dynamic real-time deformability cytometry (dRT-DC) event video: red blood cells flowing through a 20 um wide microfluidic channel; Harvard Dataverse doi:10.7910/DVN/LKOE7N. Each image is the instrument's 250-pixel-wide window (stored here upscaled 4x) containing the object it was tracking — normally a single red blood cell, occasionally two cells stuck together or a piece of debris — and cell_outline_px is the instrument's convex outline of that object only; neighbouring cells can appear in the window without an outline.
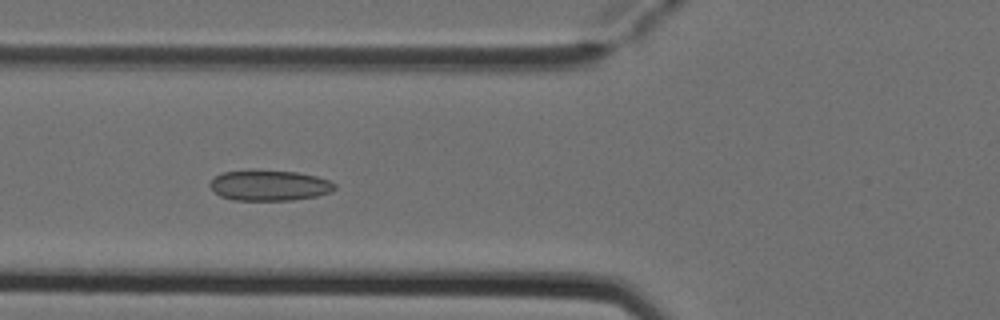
{"species": "Egyptian fruit bat (a non-hibernating species)", "species_latin": "Rousettus aegyptiacus", "temperature_condition": "cold", "stored_images_in_passage": 5, "camera_frame_rate_fps": 3000, "um_per_image_px": 0.085, "animal": {"sex": "female"}, "frame": {"image": 1, "passage_image": 4, "time_ms": 1.0, "image_size_px": [1000, 320], "cell_outline_px": [[336, 188], [332, 192], [316, 196], [292, 200], [232, 200], [220, 196], [208, 184], [216, 176], [224, 172], [248, 168], [252, 168], [296, 172], [316, 176], [328, 180], [336, 184]], "centroid_in_image_um": [22.89, 15.73], "position_along_channel_um": 102.9, "area_um2": 22.66}}
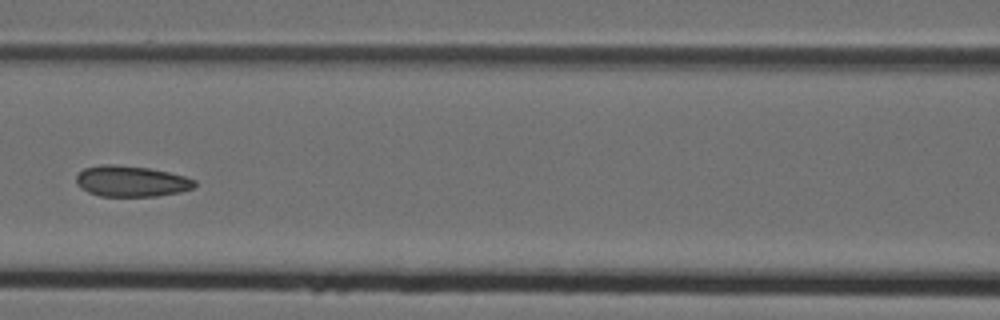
{"frame": {"image": 2, "passage_image": 5, "time_ms": 1.333, "image_size_px": [1000, 320], "cell_outline_px": [[196, 184], [192, 188], [180, 192], [156, 196], [100, 196], [88, 192], [80, 188], [76, 184], [76, 176], [84, 168], [100, 164], [112, 164], [148, 168], [168, 172], [184, 176], [196, 180]], "centroid_in_image_um": [11.13, 15.4], "position_along_channel_um": 155.5, "area_um2": 21.33}}